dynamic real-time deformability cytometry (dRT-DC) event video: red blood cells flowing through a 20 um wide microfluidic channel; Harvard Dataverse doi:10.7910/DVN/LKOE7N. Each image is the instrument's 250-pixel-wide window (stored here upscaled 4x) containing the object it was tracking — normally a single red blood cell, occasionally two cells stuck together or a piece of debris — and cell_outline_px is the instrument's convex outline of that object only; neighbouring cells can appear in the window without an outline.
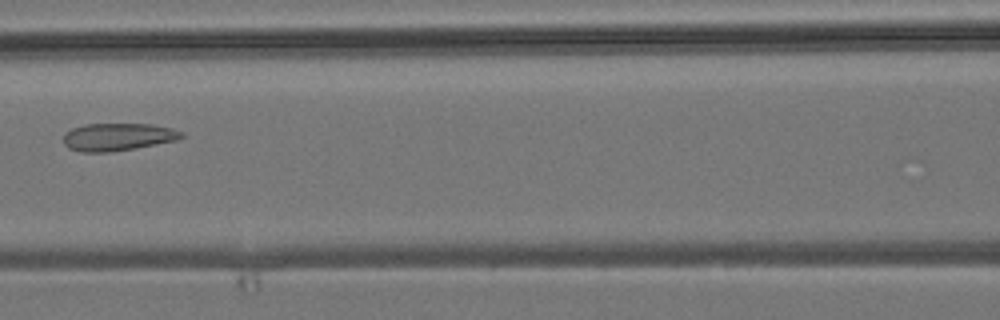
{"species": "common noctule bat (a hibernating species)", "species_latin": "Nyctalus noctula", "temperature_condition": "room temperature", "stored_images_in_passage": 5, "camera_frame_rate_fps": 3000, "um_per_image_px": 0.085, "animal": {"sex": "male", "body_mass_g": 19.2, "forearm_length_mm": 51.8}, "frame": {"image": 1, "passage_image": 3, "time_ms": 2.333, "image_size_px": [1000, 320], "cell_outline_px": [[184, 136], [176, 140], [112, 152], [80, 152], [68, 148], [64, 144], [64, 132], [72, 128], [84, 124], [152, 124], [172, 128], [184, 132]], "centroid_in_image_um": [9.99, 11.63], "position_along_channel_um": 156.6, "area_um2": 19.02}}
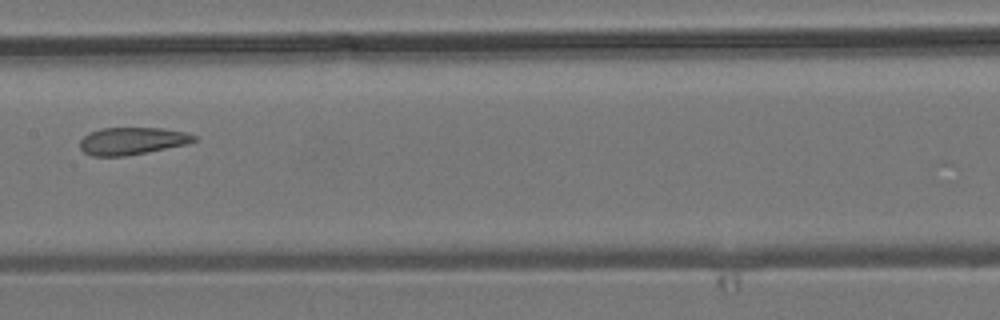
{"frame": {"image": 2, "passage_image": 4, "time_ms": 3.333, "image_size_px": [1000, 320], "cell_outline_px": [[196, 140], [188, 144], [128, 156], [92, 156], [84, 152], [80, 148], [80, 140], [88, 132], [100, 128], [164, 128], [188, 132], [196, 136]], "centroid_in_image_um": [11.24, 11.98], "position_along_channel_um": 196.2, "area_um2": 18.44}}
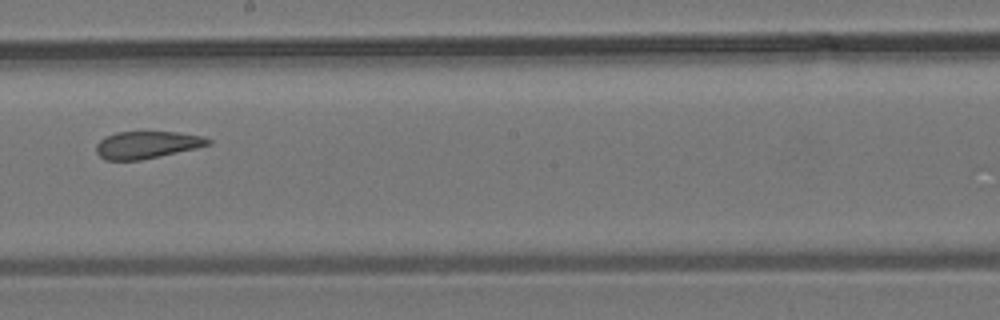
{"frame": {"image": 3, "passage_image": 5, "time_ms": 4.333, "image_size_px": [1000, 320], "cell_outline_px": [[212, 144], [196, 148], [140, 160], [104, 160], [96, 152], [96, 144], [104, 136], [116, 132], [176, 132], [204, 136], [212, 140]], "centroid_in_image_um": [12.48, 12.3], "position_along_channel_um": 235.7, "area_um2": 17.8}}